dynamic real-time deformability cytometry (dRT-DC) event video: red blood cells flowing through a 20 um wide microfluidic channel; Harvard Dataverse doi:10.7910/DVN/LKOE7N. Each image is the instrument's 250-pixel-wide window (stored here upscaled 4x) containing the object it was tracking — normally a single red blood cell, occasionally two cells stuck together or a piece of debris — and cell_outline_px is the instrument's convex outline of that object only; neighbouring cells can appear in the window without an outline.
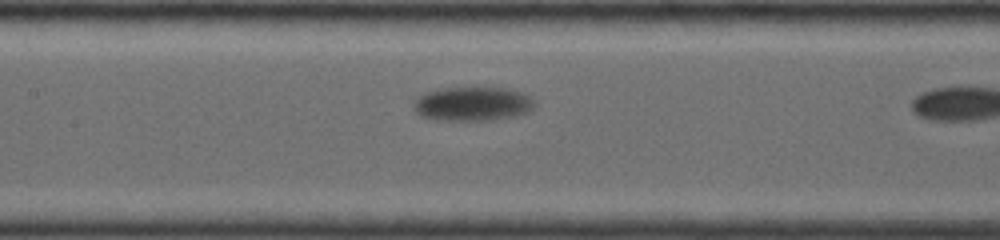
{"species": "common noctule bat (a hibernating species)", "species_latin": "Nyctalus noctula", "temperature_condition": "warm", "stored_images_in_passage": 36, "camera_frame_rate_fps": 4500, "um_per_image_px": 0.085, "animal": {"sex": "female", "body_mass_g": 19.0, "forearm_length_mm": 53.3}, "frame": {"image": 1, "passage_image": 11, "time_ms": 2.222, "image_size_px": [1000, 240], "cell_outline_px": [[536, 104], [528, 112], [512, 116], [492, 120], [436, 120], [420, 116], [412, 108], [412, 104], [420, 96], [428, 92], [444, 88], [464, 84], [504, 88], [520, 92], [536, 100]], "centroid_in_image_um": [40.15, 8.79], "position_along_channel_um": 167.2, "area_um2": 24.74}}
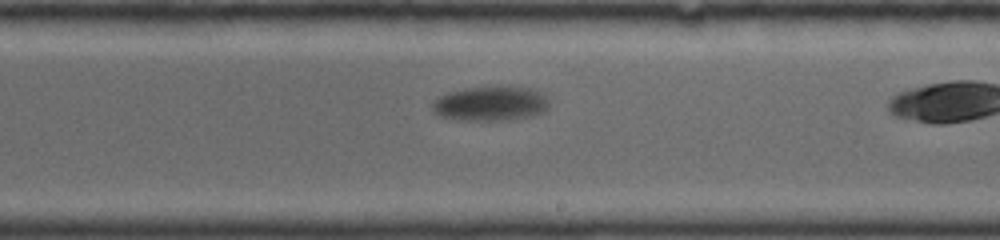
{"frame": {"image": 2, "passage_image": 19, "time_ms": 4.667, "image_size_px": [1000, 240], "cell_outline_px": [[548, 108], [544, 112], [532, 116], [508, 120], [464, 120], [440, 116], [432, 108], [432, 104], [440, 96], [448, 92], [464, 88], [500, 84], [532, 88], [540, 92], [548, 100]], "centroid_in_image_um": [41.74, 8.77], "position_along_channel_um": 247.3, "area_um2": 23.99}}
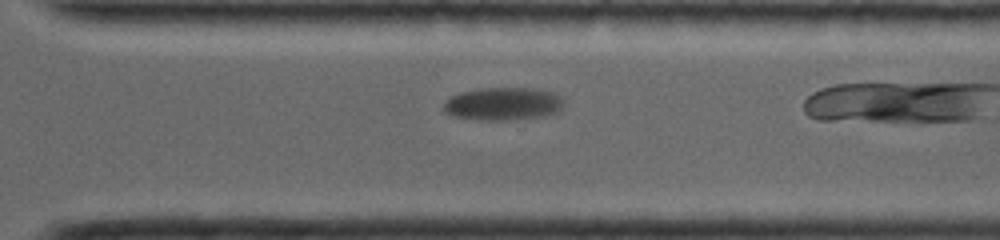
{"frame": {"image": 3, "passage_image": 29, "time_ms": 7.111, "image_size_px": [1000, 240], "cell_outline_px": [[564, 104], [556, 112], [544, 116], [496, 120], [480, 120], [452, 116], [444, 112], [444, 100], [460, 92], [480, 88], [536, 88], [552, 92], [560, 96], [564, 100]], "centroid_in_image_um": [42.74, 8.81], "position_along_channel_um": 327.9, "area_um2": 23.0}}